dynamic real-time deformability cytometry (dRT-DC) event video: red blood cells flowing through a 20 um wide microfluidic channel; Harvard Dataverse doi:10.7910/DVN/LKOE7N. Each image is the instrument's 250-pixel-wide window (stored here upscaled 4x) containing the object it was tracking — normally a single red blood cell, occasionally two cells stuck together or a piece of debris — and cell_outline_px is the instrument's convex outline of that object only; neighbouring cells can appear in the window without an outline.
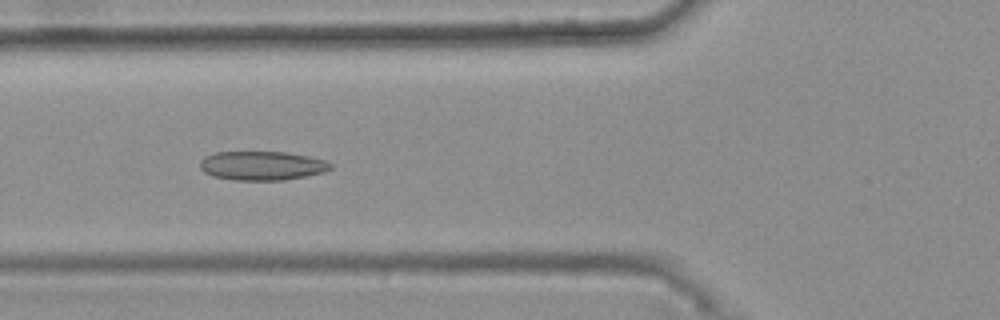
{"species": "common noctule bat (a hibernating species)", "species_latin": "Nyctalus noctula", "temperature_condition": "warm", "stored_images_in_passage": 32, "camera_frame_rate_fps": 3000, "um_per_image_px": 0.085, "animal": {"sex": "female", "body_mass_g": 25.1}, "frame": {"image": 1, "passage_image": 6, "time_ms": 1.667, "image_size_px": [1000, 320], "cell_outline_px": [[332, 168], [324, 172], [284, 180], [232, 180], [212, 176], [204, 172], [200, 168], [200, 160], [204, 156], [212, 152], [284, 152], [308, 156], [328, 160], [332, 164]], "centroid_in_image_um": [22.25, 14.08], "position_along_channel_um": 103.5, "area_um2": 22.25}}
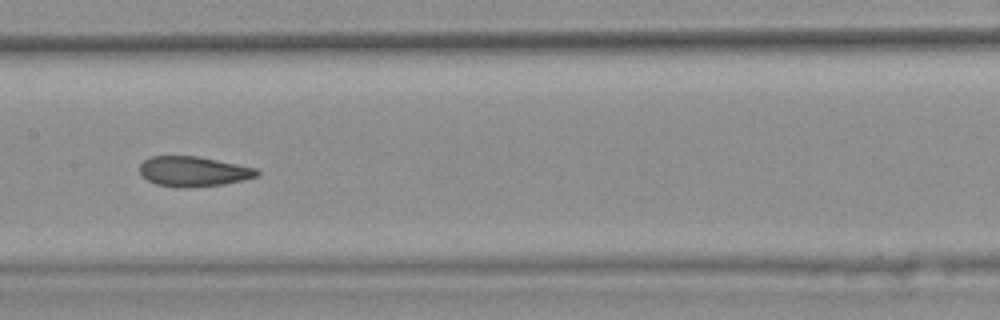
{"frame": {"image": 2, "passage_image": 13, "time_ms": 4.0, "image_size_px": [1000, 320], "cell_outline_px": [[260, 172], [256, 176], [244, 180], [224, 184], [188, 188], [176, 188], [156, 184], [148, 180], [140, 172], [140, 164], [144, 160], [152, 156], [196, 156], [256, 168]], "centroid_in_image_um": [16.43, 14.58], "position_along_channel_um": 191.0, "area_um2": 20.46}}
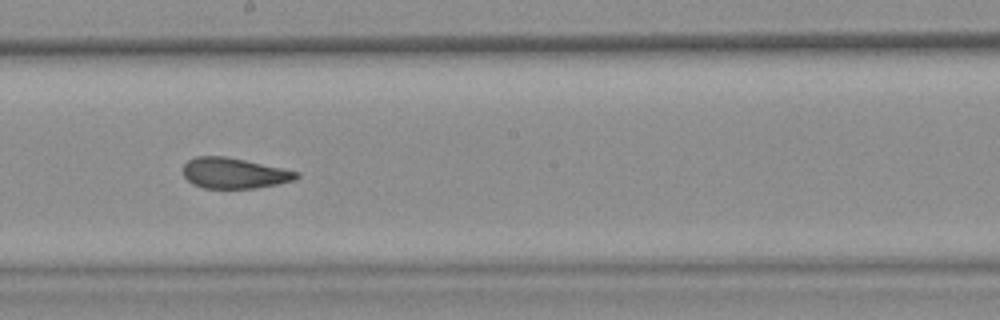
{"frame": {"image": 3, "passage_image": 16, "time_ms": 5.0, "image_size_px": [1000, 320], "cell_outline_px": [[300, 176], [296, 180], [256, 188], [204, 188], [192, 184], [184, 176], [184, 164], [188, 160], [196, 156], [224, 156], [244, 160], [300, 172]], "centroid_in_image_um": [19.91, 14.72], "position_along_channel_um": 228.3, "area_um2": 20.11}, "authors_computed_cell_mechanics": {"area_um2": 20.9236, "velocity_mm_per_s": 3.744, "shape_relaxation_time_tau1_ms": null, "shape_relaxation_time_tau2_ms": 2.0666, "deformation_change_tau1": null, "deformation_change_tau2": 0.0818}}